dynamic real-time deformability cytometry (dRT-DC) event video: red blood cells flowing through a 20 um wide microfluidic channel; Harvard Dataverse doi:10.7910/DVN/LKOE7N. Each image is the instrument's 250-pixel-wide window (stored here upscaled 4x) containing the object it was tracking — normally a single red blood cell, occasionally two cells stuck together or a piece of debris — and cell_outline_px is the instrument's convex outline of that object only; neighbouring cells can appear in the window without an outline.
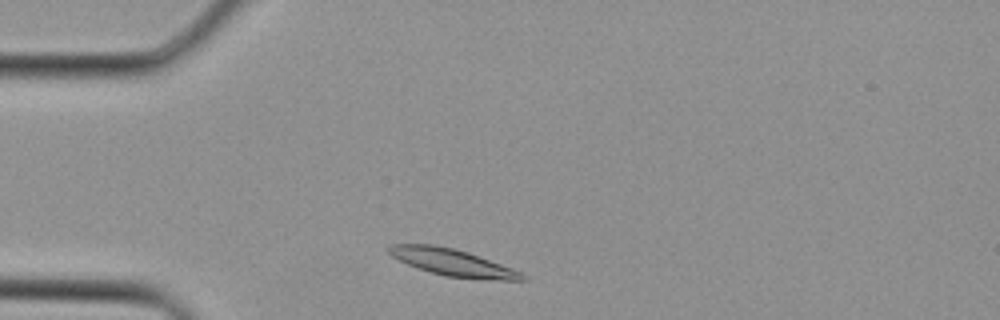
{"species": "Egyptian fruit bat (a non-hibernating species)", "species_latin": "Rousettus aegyptiacus", "temperature_condition": "cold", "stored_images_in_passage": 1, "camera_frame_rate_fps": 3000, "um_per_image_px": 0.085, "animal": {"sex": "female"}, "frame": {"image": 1, "passage_image": 1, "time_ms": 0.0, "image_size_px": [1000, 320], "cell_outline_px": [[528, 280], [488, 280], [444, 276], [408, 264], [392, 256], [384, 248], [388, 244], [432, 244], [452, 248], [468, 252], [512, 268], [528, 276]], "centroid_in_image_um": [38.48, 22.31], "position_along_channel_um": 46.5, "area_um2": 20.92}}